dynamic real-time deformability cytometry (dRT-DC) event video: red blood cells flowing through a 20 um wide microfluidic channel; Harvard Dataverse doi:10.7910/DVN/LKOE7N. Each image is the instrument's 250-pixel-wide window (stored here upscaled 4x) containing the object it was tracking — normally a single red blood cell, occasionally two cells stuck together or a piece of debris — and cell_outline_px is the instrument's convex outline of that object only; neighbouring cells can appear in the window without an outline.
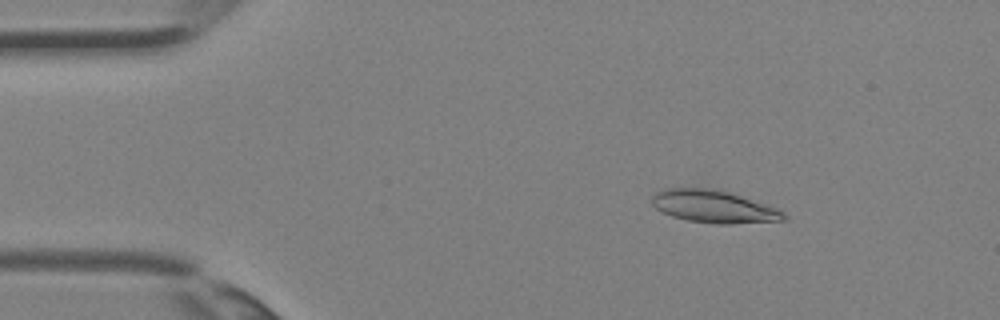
{"species": "Egyptian fruit bat (a non-hibernating species)", "species_latin": "Rousettus aegyptiacus", "temperature_condition": "room temperature", "stored_images_in_passage": 2, "camera_frame_rate_fps": 3000, "um_per_image_px": 0.085, "animal": {"sex": "female"}, "frame": {"image": 1, "passage_image": 1, "time_ms": 0.0, "image_size_px": [1000, 320], "cell_outline_px": [[788, 220], [732, 224], [716, 224], [688, 220], [672, 216], [656, 208], [652, 204], [652, 196], [656, 192], [664, 188], [720, 188], [776, 208], [784, 212], [788, 216]], "centroid_in_image_um": [60.7, 17.55], "position_along_channel_um": 24.3, "area_um2": 25.2}}